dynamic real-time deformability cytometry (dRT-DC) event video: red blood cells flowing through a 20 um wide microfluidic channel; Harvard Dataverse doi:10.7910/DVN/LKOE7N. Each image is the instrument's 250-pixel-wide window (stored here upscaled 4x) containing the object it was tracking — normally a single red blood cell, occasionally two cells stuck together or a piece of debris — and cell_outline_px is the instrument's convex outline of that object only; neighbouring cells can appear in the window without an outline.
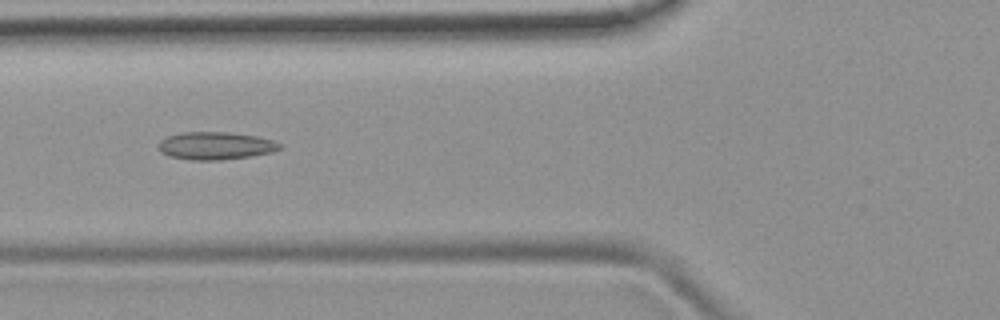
{"species": "common noctule bat (a hibernating species)", "species_latin": "Nyctalus noctula", "temperature_condition": "room temperature", "stored_images_in_passage": 29, "camera_frame_rate_fps": 3000, "um_per_image_px": 0.085, "animal": {"sex": "female", "body_mass_g": 19.9}, "frame": {"image": 1, "passage_image": 19, "time_ms": 6.0, "image_size_px": [1000, 320], "cell_outline_px": [[284, 148], [272, 152], [252, 156], [220, 160], [192, 160], [168, 156], [160, 152], [160, 140], [168, 136], [180, 132], [228, 132], [256, 136], [272, 140], [284, 144]], "centroid_in_image_um": [18.37, 12.39], "position_along_channel_um": 107.4, "area_um2": 19.71}}
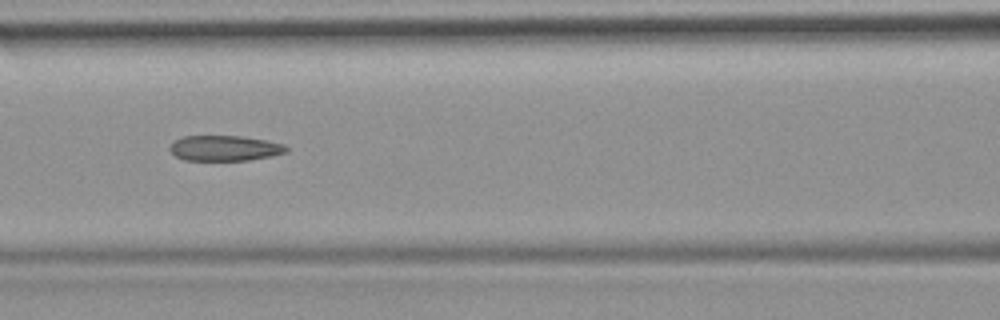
{"frame": {"image": 2, "passage_image": 22, "time_ms": 7.0, "image_size_px": [1000, 320], "cell_outline_px": [[288, 152], [272, 156], [248, 160], [184, 160], [176, 156], [168, 148], [176, 140], [184, 136], [240, 136], [264, 140], [284, 144], [288, 148]], "centroid_in_image_um": [19.12, 12.6], "position_along_channel_um": 147.5, "area_um2": 17.11}}